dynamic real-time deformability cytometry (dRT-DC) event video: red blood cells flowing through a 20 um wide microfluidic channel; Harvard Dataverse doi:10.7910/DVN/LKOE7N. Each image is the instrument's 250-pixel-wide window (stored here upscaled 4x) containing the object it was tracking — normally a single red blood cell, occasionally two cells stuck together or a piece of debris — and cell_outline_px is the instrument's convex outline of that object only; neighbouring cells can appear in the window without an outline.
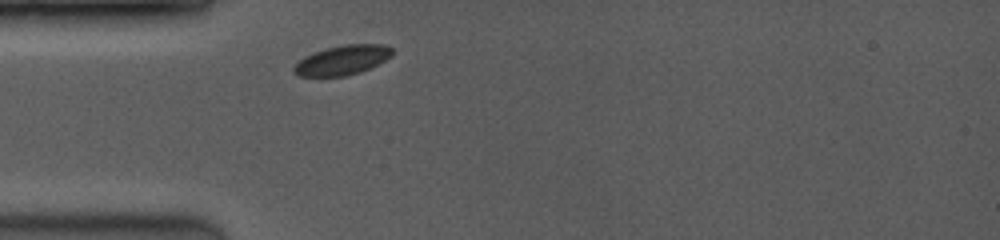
{"species": "common noctule bat (a hibernating species)", "species_latin": "Nyctalus noctula", "temperature_condition": "room temperature", "stored_images_in_passage": 1, "camera_frame_rate_fps": 3500, "um_per_image_px": 0.085, "animal": {"sex": "female", "body_mass_g": 19.0, "forearm_length_mm": 53.3}, "frame": {"image": 1, "passage_image": 1, "time_ms": 0.0, "image_size_px": [1000, 240], "cell_outline_px": [[392, 56], [360, 72], [344, 76], [300, 76], [292, 68], [304, 56], [328, 48], [344, 44], [384, 44], [392, 48]], "centroid_in_image_um": [29.12, 5.1], "position_along_channel_um": 55.9, "area_um2": 16.59}}